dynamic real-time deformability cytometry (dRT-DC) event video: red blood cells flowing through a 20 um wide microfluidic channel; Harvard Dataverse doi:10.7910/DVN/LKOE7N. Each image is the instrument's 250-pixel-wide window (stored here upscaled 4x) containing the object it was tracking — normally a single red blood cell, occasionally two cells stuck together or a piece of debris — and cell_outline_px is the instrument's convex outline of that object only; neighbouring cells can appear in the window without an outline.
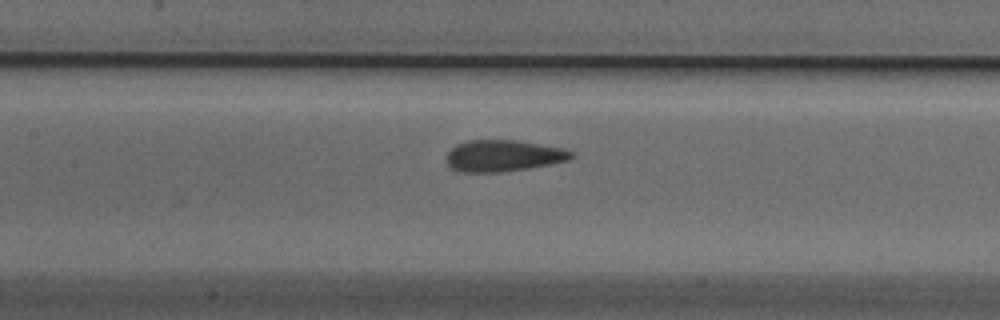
{"species": "Egyptian fruit bat (a non-hibernating species)", "species_latin": "Rousettus aegyptiacus", "temperature_condition": "cold", "stored_images_in_passage": 39, "camera_frame_rate_fps": 3000, "um_per_image_px": 0.085, "animal": {"sex": "male"}, "frame": {"image": 1, "passage_image": 20, "time_ms": 6.333, "image_size_px": [1000, 320], "cell_outline_px": [[576, 156], [568, 160], [528, 168], [500, 172], [460, 172], [452, 168], [448, 164], [448, 152], [456, 144], [468, 140], [516, 140], [564, 148], [572, 152]], "centroid_in_image_um": [42.79, 13.23], "position_along_channel_um": 164.6, "area_um2": 22.77}}
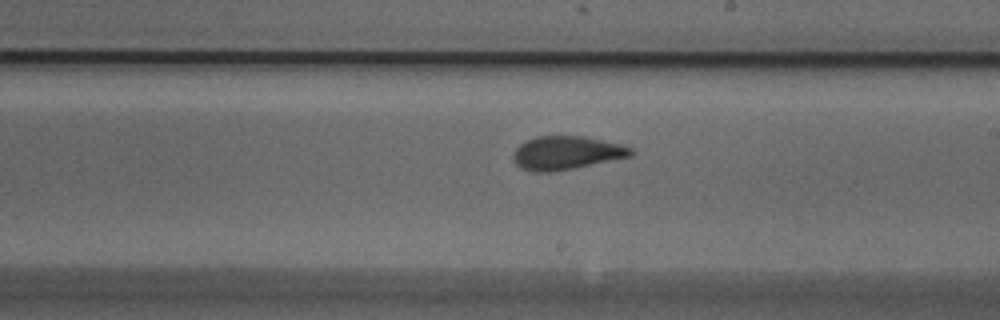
{"frame": {"image": 2, "passage_image": 26, "time_ms": 8.333, "image_size_px": [1000, 320], "cell_outline_px": [[636, 152], [632, 156], [576, 168], [552, 172], [532, 172], [520, 168], [516, 164], [512, 156], [516, 148], [520, 144], [536, 136], [584, 136], [624, 144], [632, 148]], "centroid_in_image_um": [48.19, 13.0], "position_along_channel_um": 240.8, "area_um2": 23.29}}
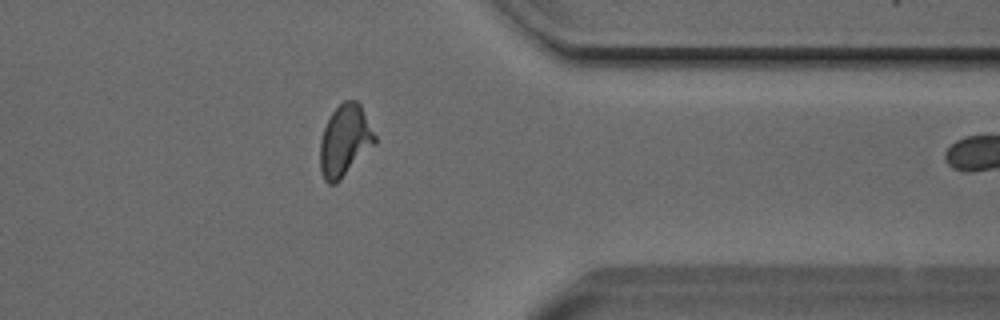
{"frame": {"image": 3, "passage_image": 38, "time_ms": 12.333, "image_size_px": [1000, 320], "cell_outline_px": [[376, 144], [336, 184], [328, 184], [324, 180], [320, 168], [320, 140], [324, 128], [332, 112], [344, 100], [356, 100], [360, 104], [376, 136]], "centroid_in_image_um": [29.31, 11.97], "position_along_channel_um": 382.1, "area_um2": 22.83}}